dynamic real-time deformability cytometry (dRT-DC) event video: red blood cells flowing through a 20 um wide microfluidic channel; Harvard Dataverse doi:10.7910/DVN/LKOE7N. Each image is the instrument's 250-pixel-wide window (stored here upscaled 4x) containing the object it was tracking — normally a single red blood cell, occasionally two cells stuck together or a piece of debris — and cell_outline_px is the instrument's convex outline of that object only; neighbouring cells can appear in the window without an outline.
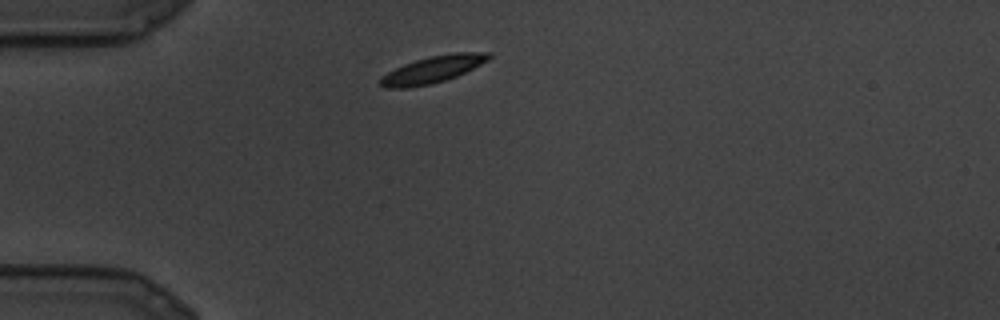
{"species": "common noctule bat (a hibernating species)", "species_latin": "Nyctalus noctula", "temperature_condition": "cold", "stored_images_in_passage": 21, "camera_frame_rate_fps": 3000, "um_per_image_px": 0.085, "animal": {"sex": "male", "body_mass_g": 19.5, "forearm_length_mm": 54.6}, "frame": {"image": 1, "passage_image": 1, "time_ms": 0.0, "image_size_px": [1000, 320], "cell_outline_px": [[492, 56], [488, 60], [456, 76], [432, 84], [408, 88], [384, 88], [380, 84], [380, 76], [404, 64], [428, 56], [456, 52], [492, 52]], "centroid_in_image_um": [36.77, 5.9], "position_along_channel_um": 48.2, "area_um2": 16.94}}
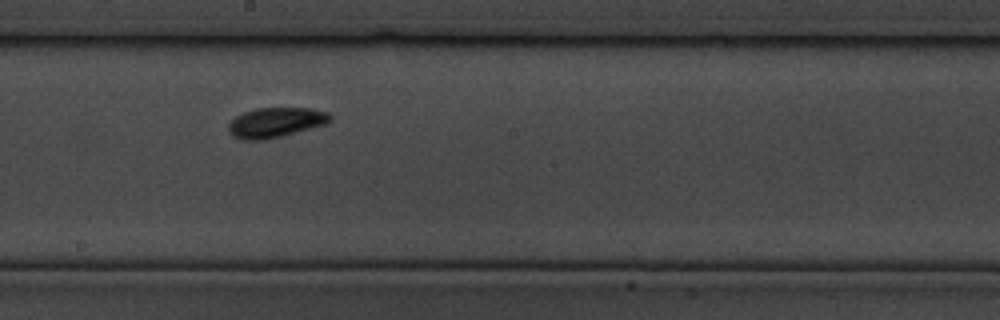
{"frame": {"image": 2, "passage_image": 9, "time_ms": 2.667, "image_size_px": [1000, 320], "cell_outline_px": [[332, 120], [328, 124], [264, 140], [240, 140], [232, 136], [228, 132], [228, 124], [236, 116], [244, 112], [256, 108], [308, 108], [328, 112], [332, 116]], "centroid_in_image_um": [23.43, 10.41], "position_along_channel_um": 224.8, "area_um2": 17.86}}
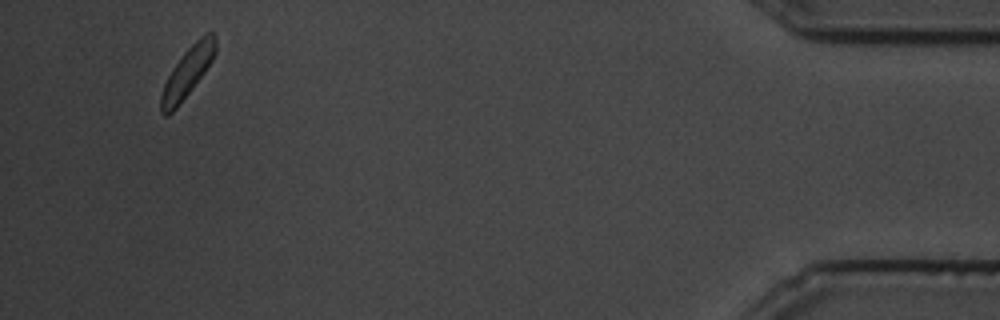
{"frame": {"image": 3, "passage_image": 20, "time_ms": 6.333, "image_size_px": [1000, 320], "cell_outline_px": [[216, 52], [212, 60], [204, 72], [176, 108], [168, 116], [164, 116], [160, 112], [160, 96], [164, 84], [172, 68], [184, 52], [200, 36], [208, 32], [212, 32], [216, 36]], "centroid_in_image_um": [15.92, 6.14], "position_along_channel_um": 419.3, "area_um2": 15.61}}